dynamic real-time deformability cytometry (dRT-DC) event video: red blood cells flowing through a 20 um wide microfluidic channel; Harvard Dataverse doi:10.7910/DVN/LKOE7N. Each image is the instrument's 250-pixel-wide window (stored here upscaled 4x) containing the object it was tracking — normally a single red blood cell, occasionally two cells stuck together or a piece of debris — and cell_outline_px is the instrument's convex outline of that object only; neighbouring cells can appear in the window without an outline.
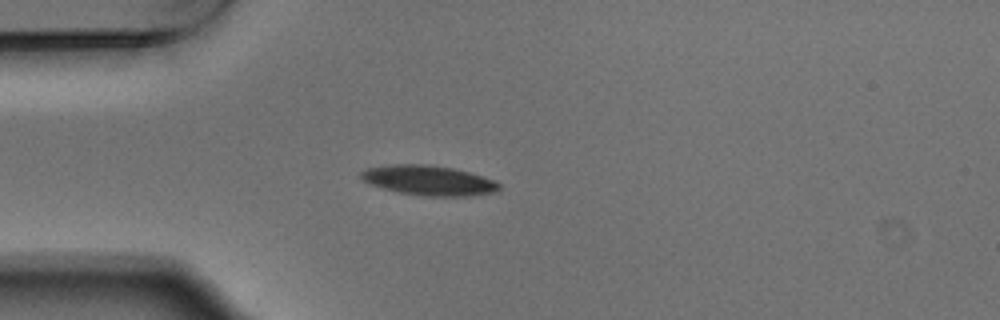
{"species": "Egyptian fruit bat (a non-hibernating species)", "species_latin": "Rousettus aegyptiacus", "temperature_condition": "warm", "stored_images_in_passage": 4, "camera_frame_rate_fps": 3000, "um_per_image_px": 0.085, "animal": {"sex": "male"}, "frame": {"image": 1, "passage_image": 3, "time_ms": 0.667, "image_size_px": [1000, 320], "cell_outline_px": [[500, 192], [472, 196], [420, 196], [396, 192], [372, 184], [364, 180], [360, 176], [360, 172], [368, 168], [392, 164], [424, 164], [452, 168], [468, 172], [492, 180], [500, 184]], "centroid_in_image_um": [36.47, 15.35], "position_along_channel_um": 48.5, "area_um2": 23.99}}